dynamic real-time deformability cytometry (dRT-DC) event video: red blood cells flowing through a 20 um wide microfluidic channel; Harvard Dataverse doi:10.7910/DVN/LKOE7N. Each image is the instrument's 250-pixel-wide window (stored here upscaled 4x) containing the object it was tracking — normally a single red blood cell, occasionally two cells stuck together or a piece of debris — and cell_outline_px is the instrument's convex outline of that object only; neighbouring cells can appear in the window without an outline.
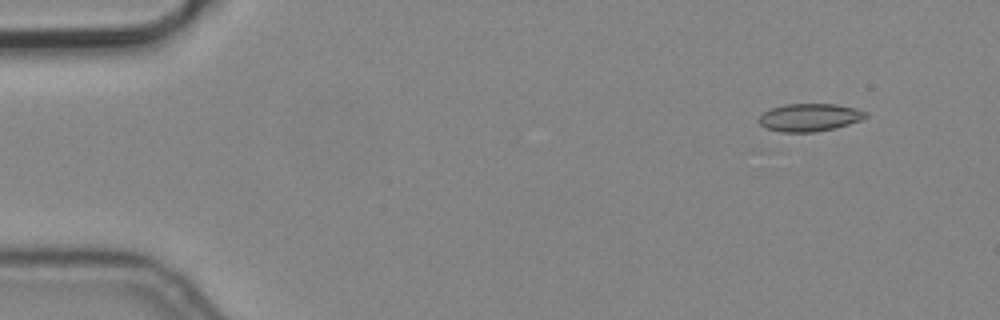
{"species": "common noctule bat (a hibernating species)", "species_latin": "Nyctalus noctula", "temperature_condition": "cold", "stored_images_in_passage": 4, "camera_frame_rate_fps": 3000, "um_per_image_px": 0.085, "animal": {"sex": "male", "body_mass_g": 19.2, "forearm_length_mm": 51.8}, "frame": {"image": 1, "passage_image": 1, "time_ms": 0.0, "image_size_px": [1000, 320], "cell_outline_px": [[868, 116], [860, 120], [836, 128], [812, 132], [780, 132], [764, 128], [756, 120], [764, 112], [772, 108], [784, 104], [836, 104], [856, 108], [868, 112]], "centroid_in_image_um": [68.8, 9.98], "position_along_channel_um": 16.2, "area_um2": 17.4}}
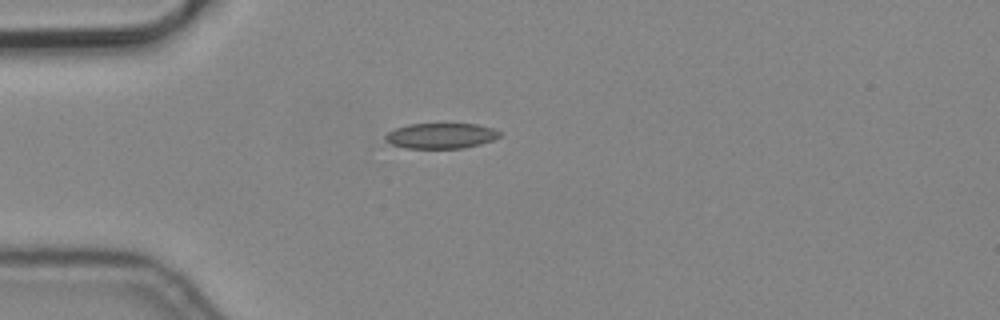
{"frame": {"image": 2, "passage_image": 4, "time_ms": 1.0, "image_size_px": [1000, 320], "cell_outline_px": [[500, 136], [492, 140], [480, 144], [464, 148], [404, 148], [392, 144], [384, 140], [384, 136], [388, 132], [396, 128], [408, 124], [476, 124], [492, 128], [500, 132]], "centroid_in_image_um": [37.45, 11.54], "position_along_channel_um": 47.5, "area_um2": 16.88}}